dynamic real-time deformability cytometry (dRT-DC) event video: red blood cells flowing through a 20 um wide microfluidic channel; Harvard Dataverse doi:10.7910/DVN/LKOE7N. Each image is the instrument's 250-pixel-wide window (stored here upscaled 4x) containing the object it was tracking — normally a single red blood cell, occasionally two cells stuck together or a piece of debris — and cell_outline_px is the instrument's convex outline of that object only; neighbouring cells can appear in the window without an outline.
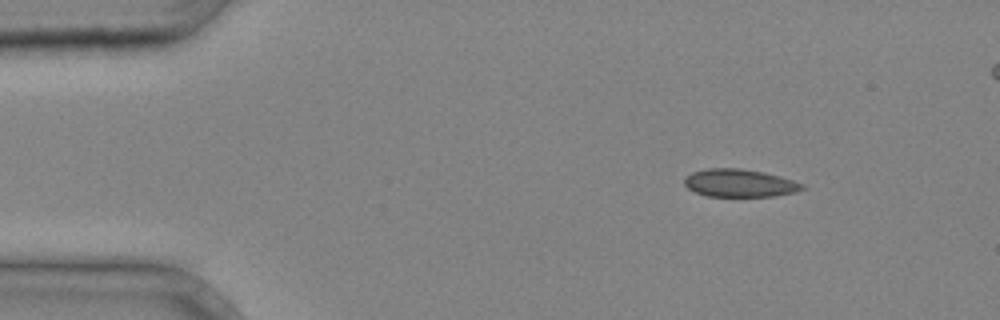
{"species": "common noctule bat (a hibernating species)", "species_latin": "Nyctalus noctula", "temperature_condition": "cold", "stored_images_in_passage": 4, "segment_of_instrument_passage": [1, 2], "camera_frame_rate_fps": 3000, "um_per_image_px": 0.085, "animal": {"sex": "male", "body_mass_g": 20.4}, "frame": {"image": 1, "passage_image": 1, "time_ms": 0.0, "image_size_px": [1000, 320], "cell_outline_px": [[804, 188], [796, 192], [776, 196], [708, 196], [696, 192], [688, 188], [684, 184], [684, 176], [692, 172], [708, 168], [740, 168], [764, 172], [780, 176], [804, 184]], "centroid_in_image_um": [62.86, 15.55], "position_along_channel_um": 22.1, "area_um2": 19.13}}